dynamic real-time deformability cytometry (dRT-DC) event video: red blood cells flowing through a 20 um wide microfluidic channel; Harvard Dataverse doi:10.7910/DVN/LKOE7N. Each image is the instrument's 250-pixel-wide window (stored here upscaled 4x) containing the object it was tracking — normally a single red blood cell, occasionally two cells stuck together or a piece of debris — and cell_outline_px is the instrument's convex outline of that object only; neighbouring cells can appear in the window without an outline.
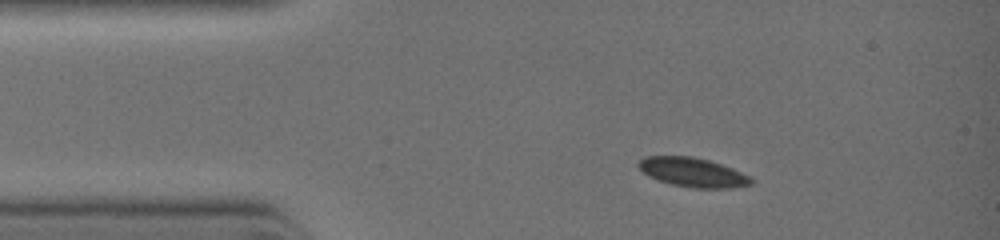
{"species": "common noctule bat (a hibernating species)", "species_latin": "Nyctalus noctula", "temperature_condition": "warm", "stored_images_in_passage": 4, "camera_frame_rate_fps": 3000, "um_per_image_px": 0.085, "animal": {"sex": "female", "body_mass_g": 19.0, "forearm_length_mm": 51.5}, "frame": {"image": 1, "passage_image": 1, "time_ms": 0.0, "image_size_px": [1000, 240], "cell_outline_px": [[752, 184], [732, 188], [692, 188], [672, 184], [656, 180], [648, 176], [636, 164], [644, 156], [692, 156], [708, 160], [732, 168], [748, 176], [752, 180]], "centroid_in_image_um": [58.85, 14.65], "position_along_channel_um": 26.2, "area_um2": 19.07}}
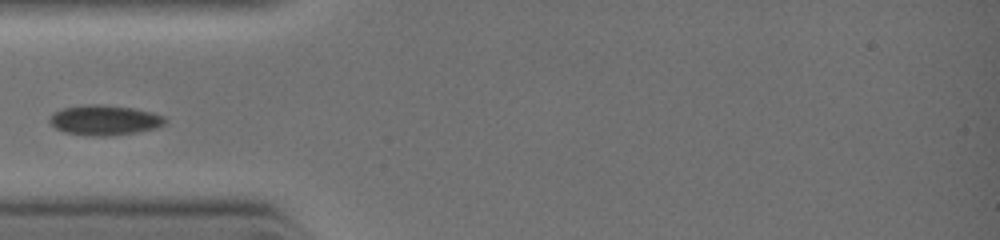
{"frame": {"image": 2, "passage_image": 3, "time_ms": 1.667, "image_size_px": [1000, 240], "cell_outline_px": [[168, 120], [164, 124], [156, 128], [136, 132], [108, 136], [88, 136], [64, 132], [56, 128], [48, 120], [56, 112], [64, 108], [84, 104], [100, 104], [132, 108], [152, 112], [164, 116]], "centroid_in_image_um": [8.91, 10.21], "position_along_channel_um": 76.1, "area_um2": 20.17}}